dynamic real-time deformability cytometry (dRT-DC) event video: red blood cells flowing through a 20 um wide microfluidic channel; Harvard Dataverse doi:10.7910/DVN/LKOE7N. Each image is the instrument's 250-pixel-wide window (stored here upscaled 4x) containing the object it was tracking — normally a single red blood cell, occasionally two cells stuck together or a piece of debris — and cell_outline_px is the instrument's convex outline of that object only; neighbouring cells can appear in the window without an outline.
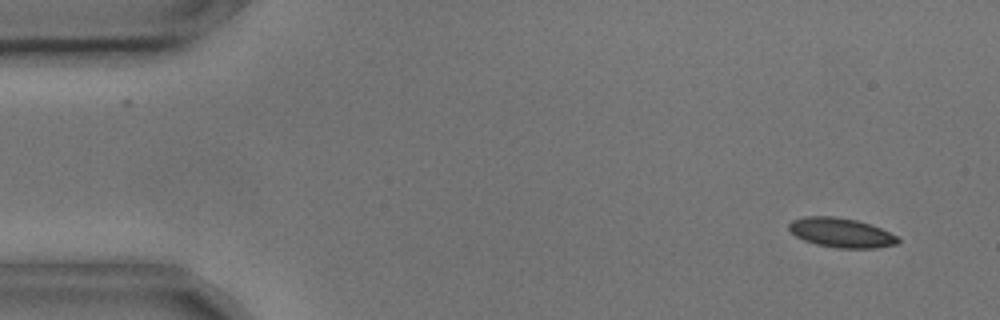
{"species": "common noctule bat (a hibernating species)", "species_latin": "Nyctalus noctula", "temperature_condition": "cold", "stored_images_in_passage": 9, "camera_frame_rate_fps": 3000, "um_per_image_px": 0.085, "animal": {"sex": "male", "body_mass_g": 17.9, "forearm_length_mm": 54.2}, "frame": {"image": 1, "passage_image": 3, "time_ms": 0.667, "image_size_px": [1000, 320], "cell_outline_px": [[900, 240], [896, 244], [876, 248], [836, 248], [816, 244], [804, 240], [796, 236], [788, 228], [788, 224], [792, 220], [804, 216], [836, 216], [856, 220], [872, 224], [896, 236]], "centroid_in_image_um": [71.48, 19.77], "position_along_channel_um": 13.5, "area_um2": 18.73}}